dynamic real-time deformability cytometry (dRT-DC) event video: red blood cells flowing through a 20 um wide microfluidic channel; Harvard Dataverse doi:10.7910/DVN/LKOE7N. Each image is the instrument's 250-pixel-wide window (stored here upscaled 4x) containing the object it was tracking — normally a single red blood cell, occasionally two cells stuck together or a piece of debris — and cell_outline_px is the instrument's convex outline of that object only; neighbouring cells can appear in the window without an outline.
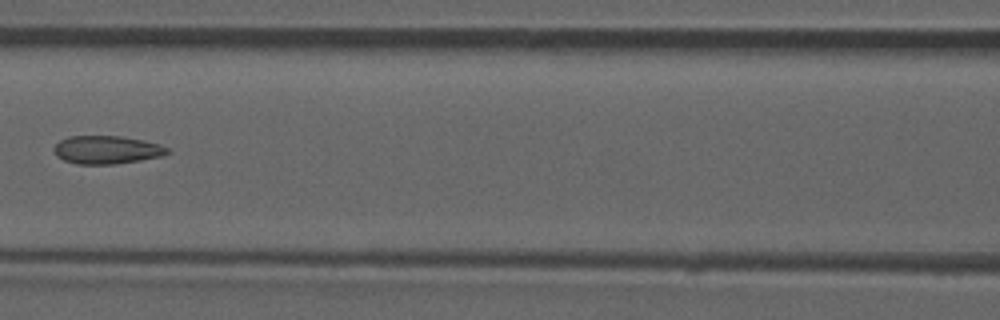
{"species": "common noctule bat (a hibernating species)", "species_latin": "Nyctalus noctula", "temperature_condition": "room temperature", "stored_images_in_passage": 7, "camera_frame_rate_fps": 3000, "um_per_image_px": 0.085, "animal": {"sex": "male", "forearm_length_mm": 52.5}, "frame": {"image": 1, "passage_image": 6, "time_ms": 6.0, "image_size_px": [1000, 320], "cell_outline_px": [[172, 152], [164, 156], [116, 164], [76, 164], [64, 160], [56, 156], [52, 148], [60, 140], [68, 136], [120, 136], [144, 140], [160, 144], [168, 148]], "centroid_in_image_um": [9.09, 12.73], "position_along_channel_um": 157.5, "area_um2": 18.84}}